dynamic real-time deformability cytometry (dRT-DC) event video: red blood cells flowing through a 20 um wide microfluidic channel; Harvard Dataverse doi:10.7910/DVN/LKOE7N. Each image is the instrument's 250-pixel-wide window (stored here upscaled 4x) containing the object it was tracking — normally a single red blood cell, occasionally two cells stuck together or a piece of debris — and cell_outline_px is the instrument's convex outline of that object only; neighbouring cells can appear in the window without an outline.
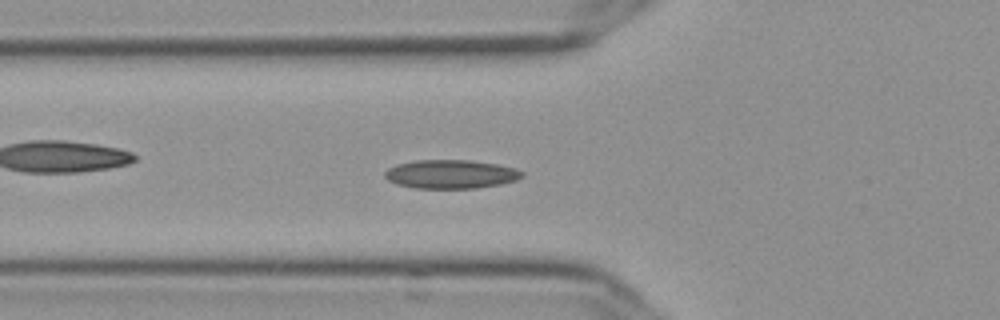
{"species": "Egyptian fruit bat (a non-hibernating species)", "species_latin": "Rousettus aegyptiacus", "temperature_condition": "cold", "stored_images_in_passage": 49, "camera_frame_rate_fps": 3000, "um_per_image_px": 0.085, "frame": {"image": 1, "passage_image": 18, "time_ms": 5.667, "image_size_px": [1000, 320], "cell_outline_px": [[524, 176], [516, 180], [500, 184], [476, 188], [416, 188], [396, 184], [388, 180], [384, 176], [384, 172], [388, 168], [396, 164], [416, 160], [468, 160], [496, 164], [516, 168], [524, 172]], "centroid_in_image_um": [38.31, 14.8], "position_along_channel_um": 87.5, "area_um2": 23.0}}
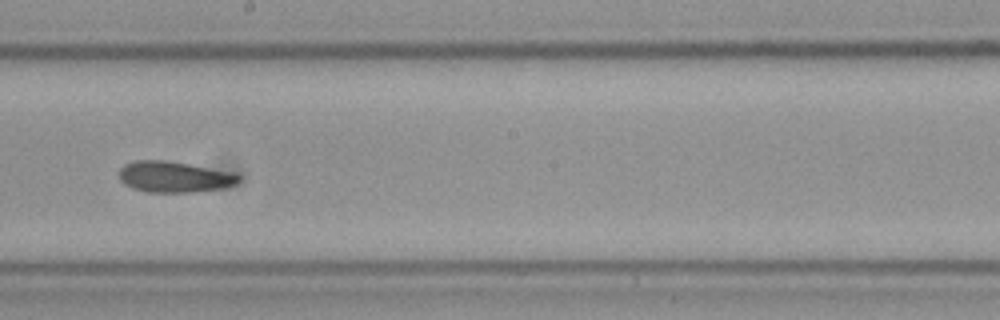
{"frame": {"image": 2, "passage_image": 30, "time_ms": 9.667, "image_size_px": [1000, 320], "cell_outline_px": [[240, 180], [236, 184], [224, 188], [192, 192], [148, 192], [132, 188], [124, 184], [120, 180], [120, 168], [124, 164], [136, 160], [168, 160], [236, 172], [240, 176]], "centroid_in_image_um": [14.85, 15.02], "position_along_channel_um": 233.4, "area_um2": 21.91}}
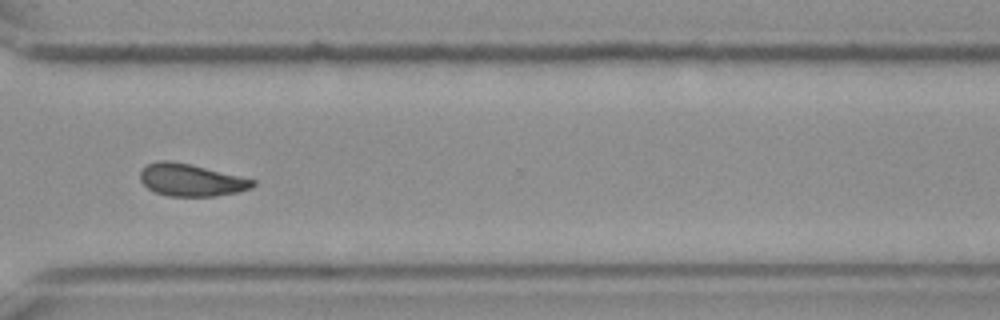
{"frame": {"image": 3, "passage_image": 40, "time_ms": 13.0, "image_size_px": [1000, 320], "cell_outline_px": [[256, 184], [252, 188], [240, 192], [216, 196], [168, 196], [156, 192], [148, 188], [140, 180], [140, 172], [148, 164], [160, 160], [172, 160], [192, 164], [256, 180]], "centroid_in_image_um": [16.27, 15.3], "position_along_channel_um": 354.3, "area_um2": 21.33}, "authors_computed_cell_mechanics": {"area_um2": 21.3282, "velocity_mm_per_s": 3.6256, "shape_relaxation_time_tau1_ms": null, "shape_relaxation_time_tau2_ms": 3.1584, "deformation_change_tau1": null, "deformation_change_tau2": 0.075}}